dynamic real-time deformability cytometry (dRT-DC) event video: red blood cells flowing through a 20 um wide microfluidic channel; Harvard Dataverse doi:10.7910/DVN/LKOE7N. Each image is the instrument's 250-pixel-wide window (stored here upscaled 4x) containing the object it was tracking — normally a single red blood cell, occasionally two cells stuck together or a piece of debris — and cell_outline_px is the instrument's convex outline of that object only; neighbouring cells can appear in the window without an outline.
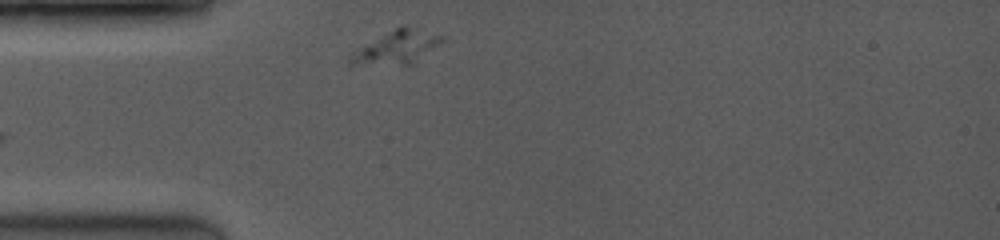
{"species": "common noctule bat (a hibernating species)", "species_latin": "Nyctalus noctula", "temperature_condition": "room temperature", "stored_images_in_passage": 4, "camera_frame_rate_fps": 3500, "um_per_image_px": 0.085, "animal": {"sex": "female", "body_mass_g": 19.0, "forearm_length_mm": 53.3}, "frame": {"image": 1, "passage_image": 1, "time_ms": 0.0, "image_size_px": [1000, 240], "cell_outline_px": [[444, 40], [412, 64], [352, 64], [348, 60], [348, 56], [360, 48], [396, 28], [416, 28], [444, 36]], "centroid_in_image_um": [33.75, 4.04], "position_along_channel_um": 51.2, "area_um2": 16.65}}